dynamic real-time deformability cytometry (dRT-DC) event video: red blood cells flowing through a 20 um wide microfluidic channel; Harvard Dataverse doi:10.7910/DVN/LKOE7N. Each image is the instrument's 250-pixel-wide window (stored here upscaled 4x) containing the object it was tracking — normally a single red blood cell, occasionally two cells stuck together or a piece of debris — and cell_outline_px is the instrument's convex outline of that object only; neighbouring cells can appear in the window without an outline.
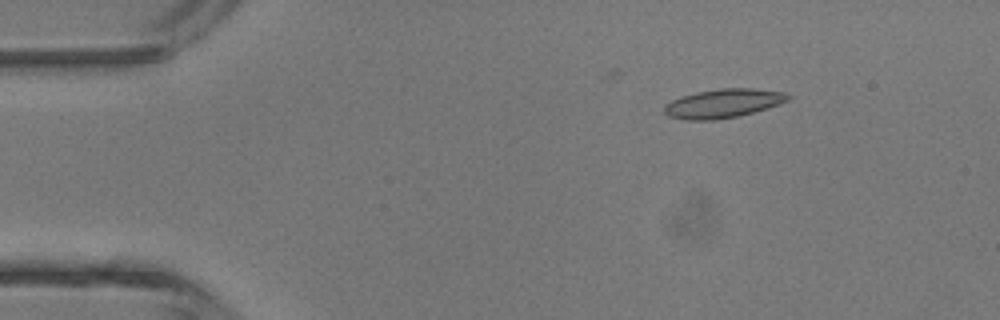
{"species": "common noctule bat (a hibernating species)", "species_latin": "Nyctalus noctula", "temperature_condition": "room temperature", "stored_images_in_passage": 3, "camera_frame_rate_fps": 3000, "um_per_image_px": 0.085, "animal": {"sex": "male", "body_mass_g": 13.3}, "frame": {"image": 1, "passage_image": 3, "time_ms": 2.333, "image_size_px": [1000, 320], "cell_outline_px": [[792, 96], [788, 100], [768, 108], [736, 116], [712, 120], [684, 120], [668, 116], [664, 112], [664, 104], [680, 96], [696, 92], [720, 88], [752, 88], [784, 92]], "centroid_in_image_um": [61.43, 8.78], "position_along_channel_um": 23.6, "area_um2": 20.81}}